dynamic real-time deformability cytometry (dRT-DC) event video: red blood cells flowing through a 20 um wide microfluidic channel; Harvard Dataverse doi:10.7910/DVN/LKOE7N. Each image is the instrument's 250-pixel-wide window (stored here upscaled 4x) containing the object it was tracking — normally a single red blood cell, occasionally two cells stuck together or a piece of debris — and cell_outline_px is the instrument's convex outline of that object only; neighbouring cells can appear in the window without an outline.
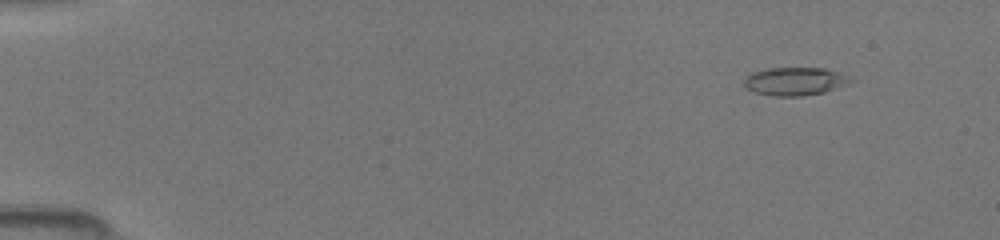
{"species": "common noctule bat (a hibernating species)", "species_latin": "Nyctalus noctula", "temperature_condition": "room temperature", "stored_images_in_passage": 49, "camera_frame_rate_fps": 3000, "um_per_image_px": 0.085, "animal": {"sex": "female", "body_mass_g": 19.5, "forearm_length_mm": 54.1}, "frame": {"image": 1, "passage_image": 6, "time_ms": 1.667, "image_size_px": [1000, 240], "cell_outline_px": [[856, 80], [848, 84], [824, 92], [804, 96], [772, 96], [756, 92], [748, 88], [744, 84], [744, 76], [752, 72], [764, 68], [824, 68], [852, 76]], "centroid_in_image_um": [67.6, 6.9], "position_along_channel_um": 17.4, "area_um2": 17.69}}
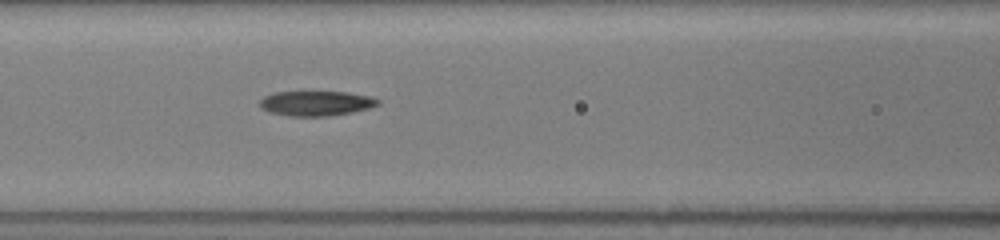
{"frame": {"image": 2, "passage_image": 23, "time_ms": 7.333, "image_size_px": [1000, 240], "cell_outline_px": [[380, 104], [368, 108], [352, 112], [332, 116], [288, 116], [268, 112], [260, 108], [260, 100], [264, 96], [276, 92], [348, 92], [372, 96], [380, 100]], "centroid_in_image_um": [26.88, 8.78], "position_along_channel_um": 139.7, "area_um2": 17.28}}
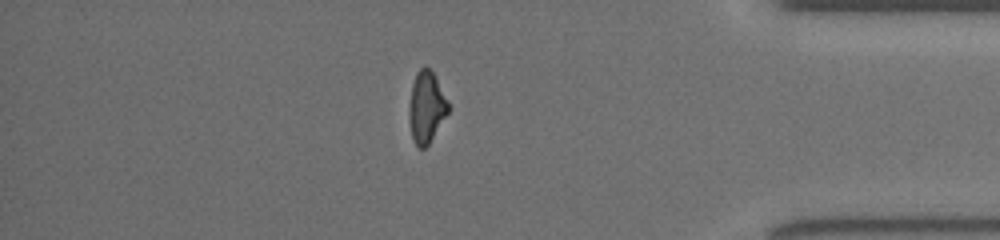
{"frame": {"image": 3, "passage_image": 43, "time_ms": 14.0, "image_size_px": [1000, 240], "cell_outline_px": [[448, 112], [428, 144], [424, 148], [420, 148], [412, 140], [408, 112], [408, 108], [412, 84], [416, 72], [420, 68], [428, 68], [432, 72], [448, 104]], "centroid_in_image_um": [36.19, 9.13], "position_along_channel_um": 399.0, "area_um2": 15.78}}